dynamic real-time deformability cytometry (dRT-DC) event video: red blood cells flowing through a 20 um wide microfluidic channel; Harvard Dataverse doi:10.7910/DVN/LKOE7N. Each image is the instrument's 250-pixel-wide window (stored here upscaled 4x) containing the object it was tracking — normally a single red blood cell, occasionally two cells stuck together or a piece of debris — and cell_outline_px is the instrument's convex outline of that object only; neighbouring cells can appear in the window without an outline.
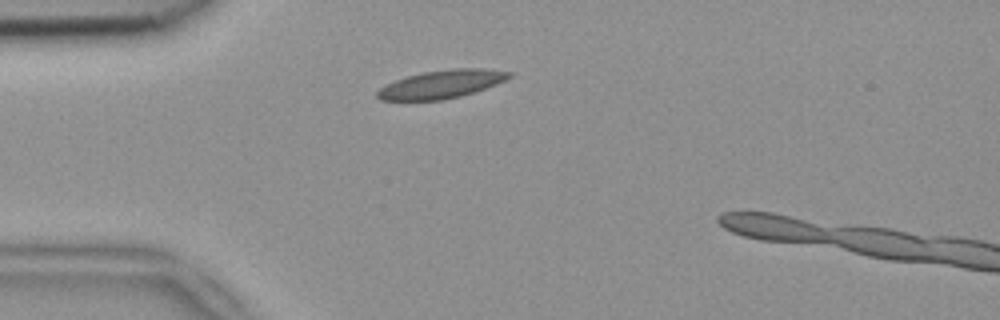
{"species": "common noctule bat (a hibernating species)", "species_latin": "Nyctalus noctula", "temperature_condition": "room temperature", "stored_images_in_passage": 35, "camera_frame_rate_fps": 3000, "um_per_image_px": 0.085, "animal": {"sex": "female", "body_mass_g": 18.4}, "frame": {"image": 1, "passage_image": 1, "time_ms": 0.0, "image_size_px": [1000, 320], "cell_outline_px": [[512, 76], [496, 84], [460, 96], [440, 100], [380, 100], [376, 96], [376, 92], [380, 88], [396, 80], [408, 76], [424, 72], [456, 68], [484, 68], [512, 72]], "centroid_in_image_um": [37.53, 7.15], "position_along_channel_um": 47.5, "area_um2": 21.27}}
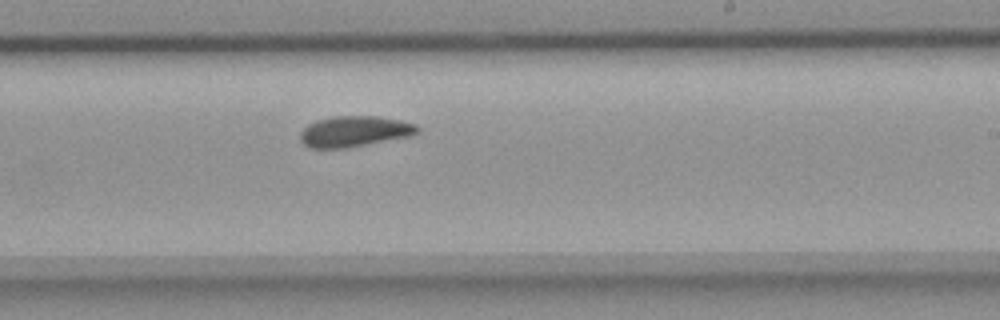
{"frame": {"image": 2, "passage_image": 19, "time_ms": 6.0, "image_size_px": [1000, 320], "cell_outline_px": [[420, 132], [412, 136], [368, 144], [344, 148], [312, 148], [304, 144], [300, 140], [300, 132], [308, 124], [316, 120], [336, 116], [376, 116], [400, 120], [416, 124], [420, 128]], "centroid_in_image_um": [30.16, 11.17], "position_along_channel_um": 258.8, "area_um2": 21.1}}
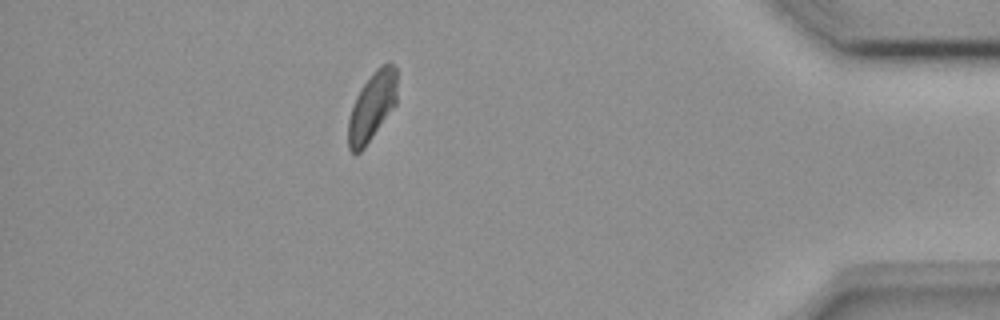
{"frame": {"image": 3, "passage_image": 34, "time_ms": 11.0, "image_size_px": [1000, 320], "cell_outline_px": [[396, 104], [364, 148], [360, 152], [352, 152], [348, 148], [348, 120], [356, 96], [360, 88], [372, 72], [380, 64], [388, 60], [396, 68]], "centroid_in_image_um": [31.62, 9.0], "position_along_channel_um": 403.6, "area_um2": 19.54}}